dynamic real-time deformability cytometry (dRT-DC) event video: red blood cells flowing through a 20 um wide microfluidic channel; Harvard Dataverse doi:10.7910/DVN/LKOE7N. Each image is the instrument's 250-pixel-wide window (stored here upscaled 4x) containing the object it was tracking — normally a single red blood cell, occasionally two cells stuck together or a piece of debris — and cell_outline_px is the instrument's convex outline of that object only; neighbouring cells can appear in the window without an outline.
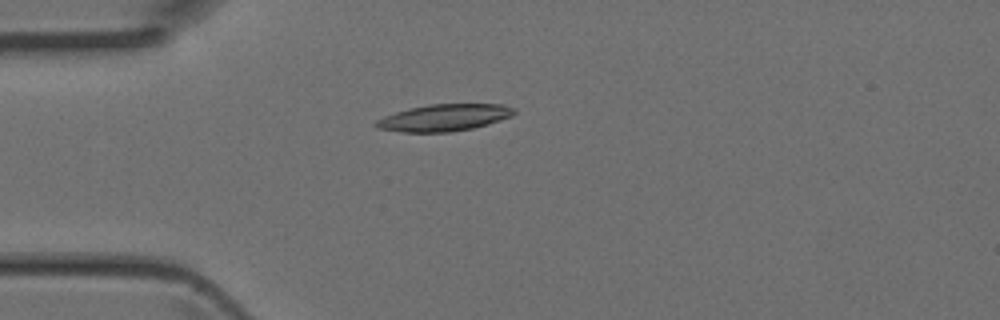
{"species": "Egyptian fruit bat (a non-hibernating species)", "species_latin": "Rousettus aegyptiacus", "temperature_condition": "room temperature", "stored_images_in_passage": 3, "camera_frame_rate_fps": 3000, "um_per_image_px": 0.085, "animal": {"sex": "female"}, "frame": {"image": 1, "passage_image": 3, "time_ms": 0.667, "image_size_px": [1000, 320], "cell_outline_px": [[516, 112], [512, 116], [488, 124], [472, 128], [448, 132], [400, 132], [376, 128], [372, 124], [376, 120], [384, 116], [396, 112], [428, 104], [504, 104], [516, 108]], "centroid_in_image_um": [37.75, 10.0], "position_along_channel_um": 47.2, "area_um2": 21.68}}